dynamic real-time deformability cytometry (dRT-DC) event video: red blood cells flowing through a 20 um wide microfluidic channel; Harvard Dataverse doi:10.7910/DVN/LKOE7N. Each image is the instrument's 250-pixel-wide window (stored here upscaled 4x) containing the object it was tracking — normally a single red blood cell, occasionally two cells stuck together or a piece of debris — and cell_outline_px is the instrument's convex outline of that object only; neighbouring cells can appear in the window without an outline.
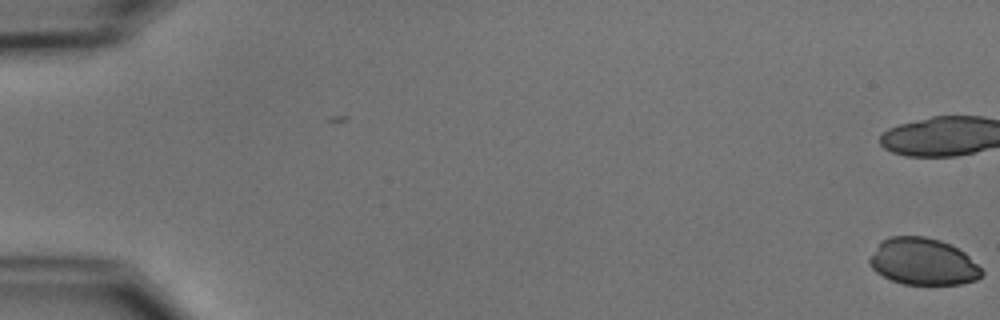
{"species": "common noctule bat (a hibernating species)", "species_latin": "Nyctalus noctula", "temperature_condition": "cold", "stored_images_in_passage": 6, "camera_frame_rate_fps": 3000, "um_per_image_px": 0.085, "animal": {"sex": "male", "body_mass_g": 15.6}, "frame": {"image": 1, "passage_image": 1, "time_ms": 0.0, "image_size_px": [1000, 320], "cell_outline_px": [[984, 272], [976, 280], [960, 284], [904, 284], [892, 280], [876, 272], [872, 268], [868, 260], [880, 240], [888, 236], [924, 236], [940, 240], [964, 252]], "centroid_in_image_um": [78.42, 22.23], "position_along_channel_um": 6.6, "area_um2": 30.4}}